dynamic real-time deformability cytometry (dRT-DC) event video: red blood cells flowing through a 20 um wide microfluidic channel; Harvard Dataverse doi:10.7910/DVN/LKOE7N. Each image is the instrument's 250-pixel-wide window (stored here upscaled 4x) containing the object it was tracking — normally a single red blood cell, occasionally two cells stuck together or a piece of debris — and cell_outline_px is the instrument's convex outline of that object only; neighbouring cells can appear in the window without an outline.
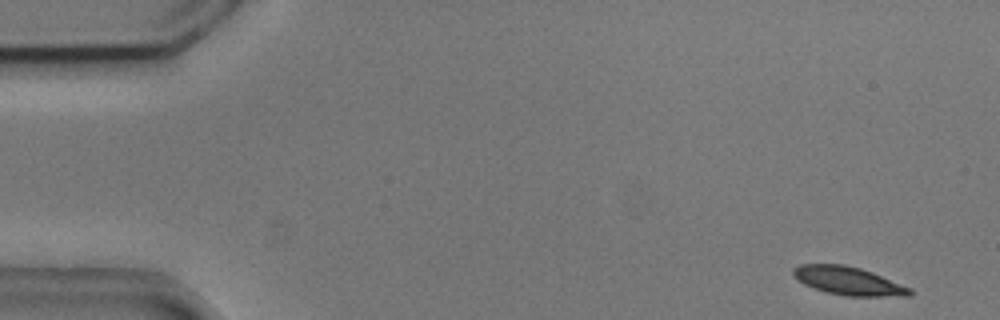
{"species": "common noctule bat (a hibernating species)", "species_latin": "Nyctalus noctula", "temperature_condition": "cold", "stored_images_in_passage": 52, "camera_frame_rate_fps": 3000, "um_per_image_px": 0.085, "animal": {"sex": "male", "body_mass_g": 20.5, "forearm_length_mm": 52.5}, "frame": {"image": 1, "passage_image": 1, "time_ms": 0.0, "image_size_px": [1000, 320], "cell_outline_px": [[912, 296], [844, 296], [824, 292], [804, 284], [792, 276], [792, 268], [800, 264], [844, 264], [860, 268], [872, 272], [912, 288]], "centroid_in_image_um": [72.09, 23.87], "position_along_channel_um": 12.9, "area_um2": 19.42}}
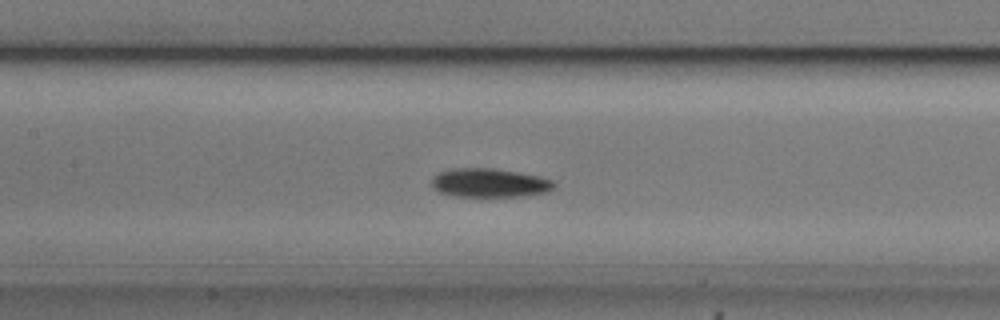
{"frame": {"image": 2, "passage_image": 23, "time_ms": 7.333, "image_size_px": [1000, 320], "cell_outline_px": [[556, 184], [548, 192], [524, 196], [452, 196], [440, 192], [432, 188], [432, 176], [440, 172], [452, 168], [492, 168], [520, 172], [540, 176], [552, 180]], "centroid_in_image_um": [41.6, 15.54], "position_along_channel_um": 165.8, "area_um2": 20.69}}
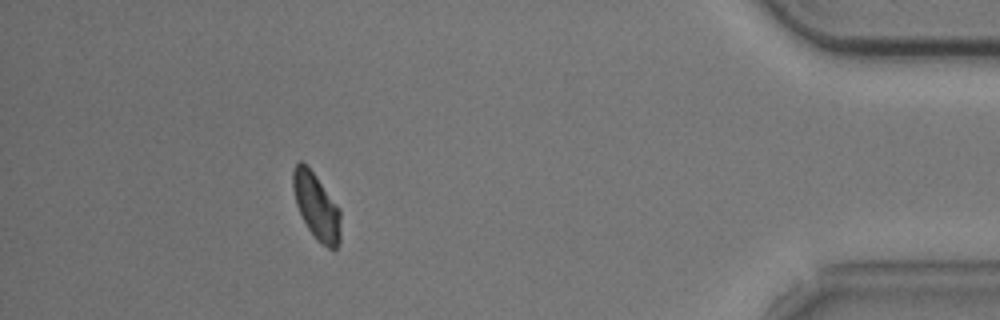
{"frame": {"image": 3, "passage_image": 47, "time_ms": 15.333, "image_size_px": [1000, 320], "cell_outline_px": [[340, 240], [336, 248], [328, 248], [316, 240], [308, 228], [296, 204], [292, 188], [292, 172], [296, 164], [300, 160], [316, 176], [340, 208]], "centroid_in_image_um": [26.89, 17.55], "position_along_channel_um": 408.3, "area_um2": 18.21}, "authors_computed_cell_mechanics": {"area_um2": 19.4786, "velocity_mm_per_s": 3.6919, "shape_relaxation_time_tau1_ms": 3.0138, "shape_relaxation_time_tau2_ms": null, "deformation_change_tau1": 0.106, "deformation_change_tau2": null}}